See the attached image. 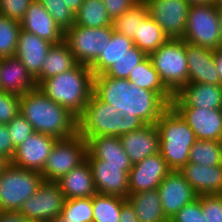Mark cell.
I'll return each instance as SVG.
<instances>
[{
	"label": "cell",
	"mask_w": 222,
	"mask_h": 222,
	"mask_svg": "<svg viewBox=\"0 0 222 222\" xmlns=\"http://www.w3.org/2000/svg\"><path fill=\"white\" fill-rule=\"evenodd\" d=\"M119 222H139L135 210L128 200L122 204Z\"/></svg>",
	"instance_id": "7dc6e473"
},
{
	"label": "cell",
	"mask_w": 222,
	"mask_h": 222,
	"mask_svg": "<svg viewBox=\"0 0 222 222\" xmlns=\"http://www.w3.org/2000/svg\"><path fill=\"white\" fill-rule=\"evenodd\" d=\"M220 24V48H222V7L216 6Z\"/></svg>",
	"instance_id": "db71d44e"
},
{
	"label": "cell",
	"mask_w": 222,
	"mask_h": 222,
	"mask_svg": "<svg viewBox=\"0 0 222 222\" xmlns=\"http://www.w3.org/2000/svg\"><path fill=\"white\" fill-rule=\"evenodd\" d=\"M20 30L19 21L0 15V58L15 56Z\"/></svg>",
	"instance_id": "d590c367"
},
{
	"label": "cell",
	"mask_w": 222,
	"mask_h": 222,
	"mask_svg": "<svg viewBox=\"0 0 222 222\" xmlns=\"http://www.w3.org/2000/svg\"><path fill=\"white\" fill-rule=\"evenodd\" d=\"M133 46L132 39L114 31L110 42L102 50L99 58L90 66L93 76L104 74L118 59L129 53V49Z\"/></svg>",
	"instance_id": "f546056e"
},
{
	"label": "cell",
	"mask_w": 222,
	"mask_h": 222,
	"mask_svg": "<svg viewBox=\"0 0 222 222\" xmlns=\"http://www.w3.org/2000/svg\"><path fill=\"white\" fill-rule=\"evenodd\" d=\"M188 83L222 85L215 65V50L186 42Z\"/></svg>",
	"instance_id": "ac0fdd59"
},
{
	"label": "cell",
	"mask_w": 222,
	"mask_h": 222,
	"mask_svg": "<svg viewBox=\"0 0 222 222\" xmlns=\"http://www.w3.org/2000/svg\"><path fill=\"white\" fill-rule=\"evenodd\" d=\"M36 87L35 79L16 56L0 58L1 91L21 96Z\"/></svg>",
	"instance_id": "cb8c5ba5"
},
{
	"label": "cell",
	"mask_w": 222,
	"mask_h": 222,
	"mask_svg": "<svg viewBox=\"0 0 222 222\" xmlns=\"http://www.w3.org/2000/svg\"><path fill=\"white\" fill-rule=\"evenodd\" d=\"M0 222H32L19 211H0Z\"/></svg>",
	"instance_id": "c3c4849f"
},
{
	"label": "cell",
	"mask_w": 222,
	"mask_h": 222,
	"mask_svg": "<svg viewBox=\"0 0 222 222\" xmlns=\"http://www.w3.org/2000/svg\"><path fill=\"white\" fill-rule=\"evenodd\" d=\"M141 0H102L106 11L112 21L122 16L129 9L133 8Z\"/></svg>",
	"instance_id": "f6af8a7d"
},
{
	"label": "cell",
	"mask_w": 222,
	"mask_h": 222,
	"mask_svg": "<svg viewBox=\"0 0 222 222\" xmlns=\"http://www.w3.org/2000/svg\"><path fill=\"white\" fill-rule=\"evenodd\" d=\"M171 222H205L202 204L199 198H196L189 204H186L171 219Z\"/></svg>",
	"instance_id": "7bdbcfd3"
},
{
	"label": "cell",
	"mask_w": 222,
	"mask_h": 222,
	"mask_svg": "<svg viewBox=\"0 0 222 222\" xmlns=\"http://www.w3.org/2000/svg\"><path fill=\"white\" fill-rule=\"evenodd\" d=\"M202 204L205 222H222V195L198 196Z\"/></svg>",
	"instance_id": "b9f144b4"
},
{
	"label": "cell",
	"mask_w": 222,
	"mask_h": 222,
	"mask_svg": "<svg viewBox=\"0 0 222 222\" xmlns=\"http://www.w3.org/2000/svg\"><path fill=\"white\" fill-rule=\"evenodd\" d=\"M148 15L169 39H182L190 4L187 0H143Z\"/></svg>",
	"instance_id": "7c38bea8"
},
{
	"label": "cell",
	"mask_w": 222,
	"mask_h": 222,
	"mask_svg": "<svg viewBox=\"0 0 222 222\" xmlns=\"http://www.w3.org/2000/svg\"><path fill=\"white\" fill-rule=\"evenodd\" d=\"M42 182L40 172L12 164L0 175V211H19L26 199L37 192Z\"/></svg>",
	"instance_id": "52a82bcc"
},
{
	"label": "cell",
	"mask_w": 222,
	"mask_h": 222,
	"mask_svg": "<svg viewBox=\"0 0 222 222\" xmlns=\"http://www.w3.org/2000/svg\"><path fill=\"white\" fill-rule=\"evenodd\" d=\"M20 25L23 30L35 34L53 45L64 41V32L38 0L30 3Z\"/></svg>",
	"instance_id": "44dd1931"
},
{
	"label": "cell",
	"mask_w": 222,
	"mask_h": 222,
	"mask_svg": "<svg viewBox=\"0 0 222 222\" xmlns=\"http://www.w3.org/2000/svg\"><path fill=\"white\" fill-rule=\"evenodd\" d=\"M33 0H0V15L21 21Z\"/></svg>",
	"instance_id": "ee69618b"
},
{
	"label": "cell",
	"mask_w": 222,
	"mask_h": 222,
	"mask_svg": "<svg viewBox=\"0 0 222 222\" xmlns=\"http://www.w3.org/2000/svg\"><path fill=\"white\" fill-rule=\"evenodd\" d=\"M87 160H105L106 164L132 165L118 136H95L87 141Z\"/></svg>",
	"instance_id": "484cf974"
},
{
	"label": "cell",
	"mask_w": 222,
	"mask_h": 222,
	"mask_svg": "<svg viewBox=\"0 0 222 222\" xmlns=\"http://www.w3.org/2000/svg\"><path fill=\"white\" fill-rule=\"evenodd\" d=\"M170 171L160 153L144 158L128 173L129 194L157 189Z\"/></svg>",
	"instance_id": "9a60e30c"
},
{
	"label": "cell",
	"mask_w": 222,
	"mask_h": 222,
	"mask_svg": "<svg viewBox=\"0 0 222 222\" xmlns=\"http://www.w3.org/2000/svg\"><path fill=\"white\" fill-rule=\"evenodd\" d=\"M93 94L123 112V117L139 118L145 124H156L170 107L158 93L142 89L128 79H117L105 74L93 77Z\"/></svg>",
	"instance_id": "6da1fadb"
},
{
	"label": "cell",
	"mask_w": 222,
	"mask_h": 222,
	"mask_svg": "<svg viewBox=\"0 0 222 222\" xmlns=\"http://www.w3.org/2000/svg\"><path fill=\"white\" fill-rule=\"evenodd\" d=\"M193 130L196 139L222 141V109L174 108Z\"/></svg>",
	"instance_id": "d6986e66"
},
{
	"label": "cell",
	"mask_w": 222,
	"mask_h": 222,
	"mask_svg": "<svg viewBox=\"0 0 222 222\" xmlns=\"http://www.w3.org/2000/svg\"><path fill=\"white\" fill-rule=\"evenodd\" d=\"M127 200L133 206L139 222H169L163 213L157 189L129 194Z\"/></svg>",
	"instance_id": "83f0119b"
},
{
	"label": "cell",
	"mask_w": 222,
	"mask_h": 222,
	"mask_svg": "<svg viewBox=\"0 0 222 222\" xmlns=\"http://www.w3.org/2000/svg\"><path fill=\"white\" fill-rule=\"evenodd\" d=\"M188 162L204 166L222 165V141L197 139L190 148Z\"/></svg>",
	"instance_id": "836d02e7"
},
{
	"label": "cell",
	"mask_w": 222,
	"mask_h": 222,
	"mask_svg": "<svg viewBox=\"0 0 222 222\" xmlns=\"http://www.w3.org/2000/svg\"><path fill=\"white\" fill-rule=\"evenodd\" d=\"M93 175L97 193L127 199L128 173L132 165L106 164L105 160H87Z\"/></svg>",
	"instance_id": "4fadbf2b"
},
{
	"label": "cell",
	"mask_w": 222,
	"mask_h": 222,
	"mask_svg": "<svg viewBox=\"0 0 222 222\" xmlns=\"http://www.w3.org/2000/svg\"><path fill=\"white\" fill-rule=\"evenodd\" d=\"M127 199L96 193L92 197L93 222H119L122 204Z\"/></svg>",
	"instance_id": "d6a6232c"
},
{
	"label": "cell",
	"mask_w": 222,
	"mask_h": 222,
	"mask_svg": "<svg viewBox=\"0 0 222 222\" xmlns=\"http://www.w3.org/2000/svg\"><path fill=\"white\" fill-rule=\"evenodd\" d=\"M162 155L170 170L179 171L188 163L196 136L188 123L170 106L156 121Z\"/></svg>",
	"instance_id": "5b68a950"
},
{
	"label": "cell",
	"mask_w": 222,
	"mask_h": 222,
	"mask_svg": "<svg viewBox=\"0 0 222 222\" xmlns=\"http://www.w3.org/2000/svg\"><path fill=\"white\" fill-rule=\"evenodd\" d=\"M214 59L220 81L222 82V48H218L217 50H215Z\"/></svg>",
	"instance_id": "681fc988"
},
{
	"label": "cell",
	"mask_w": 222,
	"mask_h": 222,
	"mask_svg": "<svg viewBox=\"0 0 222 222\" xmlns=\"http://www.w3.org/2000/svg\"><path fill=\"white\" fill-rule=\"evenodd\" d=\"M64 202V194L57 182L43 180L37 192L26 199L19 212L32 222H51L61 214Z\"/></svg>",
	"instance_id": "8fae6325"
},
{
	"label": "cell",
	"mask_w": 222,
	"mask_h": 222,
	"mask_svg": "<svg viewBox=\"0 0 222 222\" xmlns=\"http://www.w3.org/2000/svg\"><path fill=\"white\" fill-rule=\"evenodd\" d=\"M56 141V137L34 132L16 148L12 164L41 172Z\"/></svg>",
	"instance_id": "2e32d148"
},
{
	"label": "cell",
	"mask_w": 222,
	"mask_h": 222,
	"mask_svg": "<svg viewBox=\"0 0 222 222\" xmlns=\"http://www.w3.org/2000/svg\"><path fill=\"white\" fill-rule=\"evenodd\" d=\"M128 80L142 89L158 93L171 106L174 95L162 83L149 56L130 72Z\"/></svg>",
	"instance_id": "f1b7e54d"
},
{
	"label": "cell",
	"mask_w": 222,
	"mask_h": 222,
	"mask_svg": "<svg viewBox=\"0 0 222 222\" xmlns=\"http://www.w3.org/2000/svg\"><path fill=\"white\" fill-rule=\"evenodd\" d=\"M51 222H66V220L61 215H58Z\"/></svg>",
	"instance_id": "11a10c76"
},
{
	"label": "cell",
	"mask_w": 222,
	"mask_h": 222,
	"mask_svg": "<svg viewBox=\"0 0 222 222\" xmlns=\"http://www.w3.org/2000/svg\"><path fill=\"white\" fill-rule=\"evenodd\" d=\"M87 141L76 133L72 137L57 139L40 172L45 181H58L86 159Z\"/></svg>",
	"instance_id": "9c48e42d"
},
{
	"label": "cell",
	"mask_w": 222,
	"mask_h": 222,
	"mask_svg": "<svg viewBox=\"0 0 222 222\" xmlns=\"http://www.w3.org/2000/svg\"><path fill=\"white\" fill-rule=\"evenodd\" d=\"M20 113L35 132L57 139L78 133V119L68 109L48 98L38 87L20 96Z\"/></svg>",
	"instance_id": "7a4b0ae2"
},
{
	"label": "cell",
	"mask_w": 222,
	"mask_h": 222,
	"mask_svg": "<svg viewBox=\"0 0 222 222\" xmlns=\"http://www.w3.org/2000/svg\"><path fill=\"white\" fill-rule=\"evenodd\" d=\"M77 64L78 62L64 41L52 45L42 63L41 73L35 78L36 85L38 86L43 80L73 69Z\"/></svg>",
	"instance_id": "4316f807"
},
{
	"label": "cell",
	"mask_w": 222,
	"mask_h": 222,
	"mask_svg": "<svg viewBox=\"0 0 222 222\" xmlns=\"http://www.w3.org/2000/svg\"><path fill=\"white\" fill-rule=\"evenodd\" d=\"M190 5H211L214 0H187Z\"/></svg>",
	"instance_id": "f5cc1de1"
},
{
	"label": "cell",
	"mask_w": 222,
	"mask_h": 222,
	"mask_svg": "<svg viewBox=\"0 0 222 222\" xmlns=\"http://www.w3.org/2000/svg\"><path fill=\"white\" fill-rule=\"evenodd\" d=\"M147 55L135 45L116 61L104 74L117 79H128L132 70L139 65Z\"/></svg>",
	"instance_id": "74e56055"
},
{
	"label": "cell",
	"mask_w": 222,
	"mask_h": 222,
	"mask_svg": "<svg viewBox=\"0 0 222 222\" xmlns=\"http://www.w3.org/2000/svg\"><path fill=\"white\" fill-rule=\"evenodd\" d=\"M112 105L91 95L78 119V133L88 141L95 136H122L142 128L145 123L139 118L123 117Z\"/></svg>",
	"instance_id": "277c9868"
},
{
	"label": "cell",
	"mask_w": 222,
	"mask_h": 222,
	"mask_svg": "<svg viewBox=\"0 0 222 222\" xmlns=\"http://www.w3.org/2000/svg\"><path fill=\"white\" fill-rule=\"evenodd\" d=\"M132 165L144 158L159 153L160 140L156 124H145L142 128L119 137Z\"/></svg>",
	"instance_id": "ffe728a7"
},
{
	"label": "cell",
	"mask_w": 222,
	"mask_h": 222,
	"mask_svg": "<svg viewBox=\"0 0 222 222\" xmlns=\"http://www.w3.org/2000/svg\"><path fill=\"white\" fill-rule=\"evenodd\" d=\"M214 4L222 7V0H214Z\"/></svg>",
	"instance_id": "9f6ffc18"
},
{
	"label": "cell",
	"mask_w": 222,
	"mask_h": 222,
	"mask_svg": "<svg viewBox=\"0 0 222 222\" xmlns=\"http://www.w3.org/2000/svg\"><path fill=\"white\" fill-rule=\"evenodd\" d=\"M157 190L160 194L163 213L170 220L177 212H179L186 204L191 203L198 194L191 185L176 170H171L163 179Z\"/></svg>",
	"instance_id": "5bb4252c"
},
{
	"label": "cell",
	"mask_w": 222,
	"mask_h": 222,
	"mask_svg": "<svg viewBox=\"0 0 222 222\" xmlns=\"http://www.w3.org/2000/svg\"><path fill=\"white\" fill-rule=\"evenodd\" d=\"M148 15V9L141 0L133 8L129 9L122 16L115 18L112 21L114 31L125 35L133 40L137 35L139 23Z\"/></svg>",
	"instance_id": "e575fe53"
},
{
	"label": "cell",
	"mask_w": 222,
	"mask_h": 222,
	"mask_svg": "<svg viewBox=\"0 0 222 222\" xmlns=\"http://www.w3.org/2000/svg\"><path fill=\"white\" fill-rule=\"evenodd\" d=\"M52 45V43L21 28L15 56L35 79L41 73L42 63Z\"/></svg>",
	"instance_id": "603a6c76"
},
{
	"label": "cell",
	"mask_w": 222,
	"mask_h": 222,
	"mask_svg": "<svg viewBox=\"0 0 222 222\" xmlns=\"http://www.w3.org/2000/svg\"><path fill=\"white\" fill-rule=\"evenodd\" d=\"M93 77L90 66L77 64L73 69L43 80L37 87L78 118L93 94Z\"/></svg>",
	"instance_id": "3957f363"
},
{
	"label": "cell",
	"mask_w": 222,
	"mask_h": 222,
	"mask_svg": "<svg viewBox=\"0 0 222 222\" xmlns=\"http://www.w3.org/2000/svg\"><path fill=\"white\" fill-rule=\"evenodd\" d=\"M20 113V95L0 90V124H8Z\"/></svg>",
	"instance_id": "60d3db41"
},
{
	"label": "cell",
	"mask_w": 222,
	"mask_h": 222,
	"mask_svg": "<svg viewBox=\"0 0 222 222\" xmlns=\"http://www.w3.org/2000/svg\"><path fill=\"white\" fill-rule=\"evenodd\" d=\"M179 172L201 195H222V165L204 166L187 163Z\"/></svg>",
	"instance_id": "7402d4cb"
},
{
	"label": "cell",
	"mask_w": 222,
	"mask_h": 222,
	"mask_svg": "<svg viewBox=\"0 0 222 222\" xmlns=\"http://www.w3.org/2000/svg\"><path fill=\"white\" fill-rule=\"evenodd\" d=\"M149 57L162 83L173 95L188 84L186 42L183 39H168Z\"/></svg>",
	"instance_id": "8992f818"
},
{
	"label": "cell",
	"mask_w": 222,
	"mask_h": 222,
	"mask_svg": "<svg viewBox=\"0 0 222 222\" xmlns=\"http://www.w3.org/2000/svg\"><path fill=\"white\" fill-rule=\"evenodd\" d=\"M56 182L65 199L93 197L97 193L87 159Z\"/></svg>",
	"instance_id": "d4e9b609"
},
{
	"label": "cell",
	"mask_w": 222,
	"mask_h": 222,
	"mask_svg": "<svg viewBox=\"0 0 222 222\" xmlns=\"http://www.w3.org/2000/svg\"><path fill=\"white\" fill-rule=\"evenodd\" d=\"M75 25L88 28L112 26L102 0H84L80 9L75 14Z\"/></svg>",
	"instance_id": "1f68e13d"
},
{
	"label": "cell",
	"mask_w": 222,
	"mask_h": 222,
	"mask_svg": "<svg viewBox=\"0 0 222 222\" xmlns=\"http://www.w3.org/2000/svg\"><path fill=\"white\" fill-rule=\"evenodd\" d=\"M60 215L66 222H93L92 197L65 199Z\"/></svg>",
	"instance_id": "8d00e7d4"
},
{
	"label": "cell",
	"mask_w": 222,
	"mask_h": 222,
	"mask_svg": "<svg viewBox=\"0 0 222 222\" xmlns=\"http://www.w3.org/2000/svg\"><path fill=\"white\" fill-rule=\"evenodd\" d=\"M12 165V161L3 156V155H0V175L2 173H5V171Z\"/></svg>",
	"instance_id": "816d5d0a"
},
{
	"label": "cell",
	"mask_w": 222,
	"mask_h": 222,
	"mask_svg": "<svg viewBox=\"0 0 222 222\" xmlns=\"http://www.w3.org/2000/svg\"><path fill=\"white\" fill-rule=\"evenodd\" d=\"M7 130L11 138V142L15 148H17L27 137L35 132L33 126L21 113H18L7 124Z\"/></svg>",
	"instance_id": "ab89813d"
},
{
	"label": "cell",
	"mask_w": 222,
	"mask_h": 222,
	"mask_svg": "<svg viewBox=\"0 0 222 222\" xmlns=\"http://www.w3.org/2000/svg\"><path fill=\"white\" fill-rule=\"evenodd\" d=\"M15 150L16 148L13 146L7 130V124H0V155L9 158L12 161Z\"/></svg>",
	"instance_id": "bcb514c9"
},
{
	"label": "cell",
	"mask_w": 222,
	"mask_h": 222,
	"mask_svg": "<svg viewBox=\"0 0 222 222\" xmlns=\"http://www.w3.org/2000/svg\"><path fill=\"white\" fill-rule=\"evenodd\" d=\"M113 32V25L88 28L74 24L64 32V42L78 64L91 66L112 39Z\"/></svg>",
	"instance_id": "ba28073f"
},
{
	"label": "cell",
	"mask_w": 222,
	"mask_h": 222,
	"mask_svg": "<svg viewBox=\"0 0 222 222\" xmlns=\"http://www.w3.org/2000/svg\"><path fill=\"white\" fill-rule=\"evenodd\" d=\"M67 7L76 14L80 9V6L83 4L84 0H62Z\"/></svg>",
	"instance_id": "f907efd6"
},
{
	"label": "cell",
	"mask_w": 222,
	"mask_h": 222,
	"mask_svg": "<svg viewBox=\"0 0 222 222\" xmlns=\"http://www.w3.org/2000/svg\"><path fill=\"white\" fill-rule=\"evenodd\" d=\"M171 106L222 109V85L188 83L174 95Z\"/></svg>",
	"instance_id": "e0dca14e"
},
{
	"label": "cell",
	"mask_w": 222,
	"mask_h": 222,
	"mask_svg": "<svg viewBox=\"0 0 222 222\" xmlns=\"http://www.w3.org/2000/svg\"><path fill=\"white\" fill-rule=\"evenodd\" d=\"M169 38L162 28L147 15L137 29V35L133 38L134 45L147 56L156 51Z\"/></svg>",
	"instance_id": "4dcf8cb0"
},
{
	"label": "cell",
	"mask_w": 222,
	"mask_h": 222,
	"mask_svg": "<svg viewBox=\"0 0 222 222\" xmlns=\"http://www.w3.org/2000/svg\"><path fill=\"white\" fill-rule=\"evenodd\" d=\"M63 32L75 24V14L62 0H38Z\"/></svg>",
	"instance_id": "f35d334b"
},
{
	"label": "cell",
	"mask_w": 222,
	"mask_h": 222,
	"mask_svg": "<svg viewBox=\"0 0 222 222\" xmlns=\"http://www.w3.org/2000/svg\"><path fill=\"white\" fill-rule=\"evenodd\" d=\"M182 39L213 50L220 48V24L215 4L190 5Z\"/></svg>",
	"instance_id": "30bf717a"
}]
</instances>
